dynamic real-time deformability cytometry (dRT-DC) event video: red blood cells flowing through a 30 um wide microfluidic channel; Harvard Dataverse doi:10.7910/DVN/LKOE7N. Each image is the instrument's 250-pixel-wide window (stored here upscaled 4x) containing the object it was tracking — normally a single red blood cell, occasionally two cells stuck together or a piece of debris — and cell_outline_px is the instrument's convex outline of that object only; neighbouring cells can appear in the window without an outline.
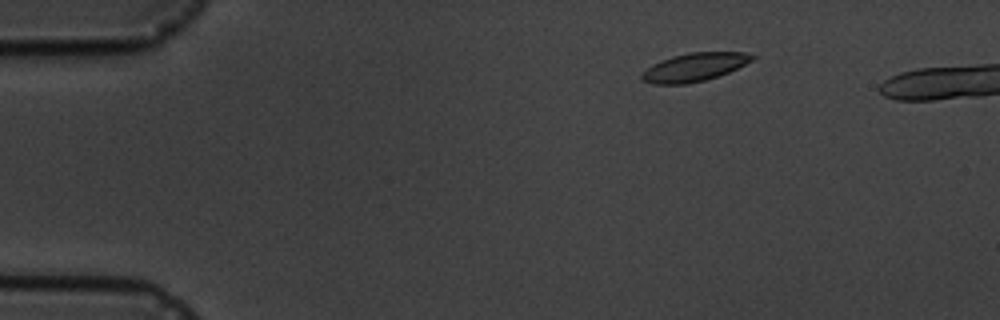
{"species": "common noctule bat (a hibernating species)", "species_latin": "Nyctalus noctula", "temperature_condition": "cold", "stored_images_in_passage": 8, "camera_frame_rate_fps": 3000, "um_per_image_px": 0.085, "animal": {"sex": "male", "body_mass_g": 19.5, "forearm_length_mm": 54.6}, "frame": {"image": 1, "passage_image": 2, "time_ms": 1.0, "image_size_px": [1000, 320], "cell_outline_px": [[756, 56], [752, 60], [728, 72], [704, 80], [688, 84], [652, 84], [640, 80], [640, 72], [652, 64], [672, 56], [688, 52], [744, 52]], "centroid_in_image_um": [58.94, 5.71], "position_along_channel_um": 26.1, "area_um2": 18.21}}
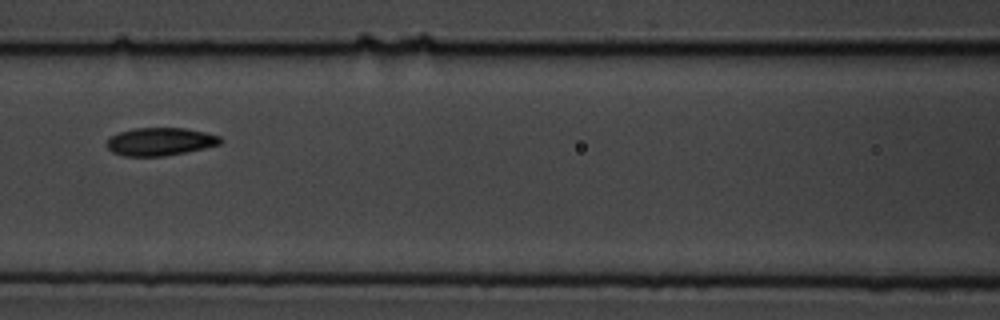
{"frame": {"image": 2, "passage_image": 6, "time_ms": 6.667, "image_size_px": [1000, 320], "cell_outline_px": [[224, 140], [220, 144], [204, 148], [164, 156], [124, 156], [112, 152], [104, 144], [112, 136], [120, 132], [136, 128], [184, 128], [204, 132], [220, 136]], "centroid_in_image_um": [13.61, 12.04], "position_along_channel_um": 153.0, "area_um2": 18.38}}
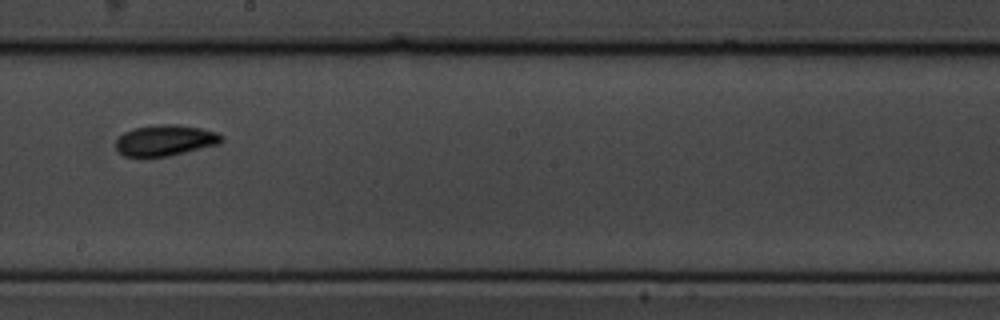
{"frame": {"image": 3, "passage_image": 8, "time_ms": 9.0, "image_size_px": [1000, 320], "cell_outline_px": [[224, 140], [220, 144], [168, 156], [124, 156], [116, 148], [116, 140], [124, 132], [132, 128], [156, 124], [176, 124], [200, 128], [216, 132], [224, 136]], "centroid_in_image_um": [14.07, 11.91], "position_along_channel_um": 234.1, "area_um2": 19.07}}